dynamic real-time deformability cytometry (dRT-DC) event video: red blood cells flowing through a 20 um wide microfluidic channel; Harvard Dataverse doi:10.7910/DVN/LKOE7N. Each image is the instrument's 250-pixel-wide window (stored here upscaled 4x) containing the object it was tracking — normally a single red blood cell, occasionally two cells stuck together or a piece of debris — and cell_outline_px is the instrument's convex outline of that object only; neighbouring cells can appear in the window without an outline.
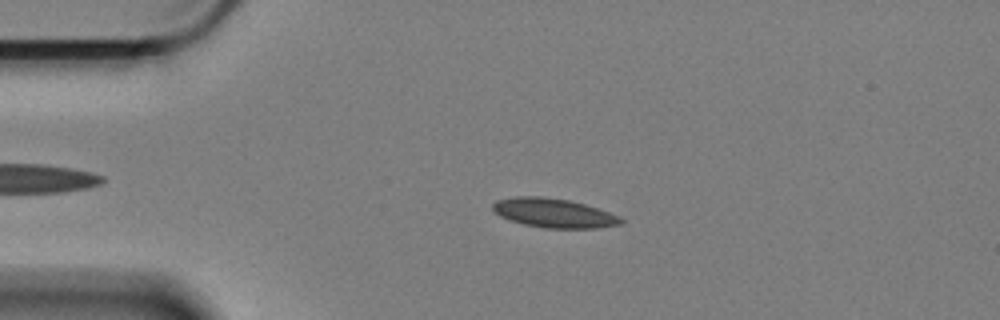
{"species": "Egyptian fruit bat (a non-hibernating species)", "species_latin": "Rousettus aegyptiacus", "temperature_condition": "cold", "stored_images_in_passage": 57, "camera_frame_rate_fps": 3000, "um_per_image_px": 0.085, "animal": {"sex": "female"}, "frame": {"image": 1, "passage_image": 11, "time_ms": 3.333, "image_size_px": [1000, 320], "cell_outline_px": [[624, 224], [596, 228], [544, 228], [524, 224], [508, 220], [500, 216], [492, 208], [492, 204], [496, 200], [516, 196], [540, 196], [568, 200], [584, 204], [620, 216], [624, 220]], "centroid_in_image_um": [47.07, 18.11], "position_along_channel_um": 37.9, "area_um2": 21.79}}
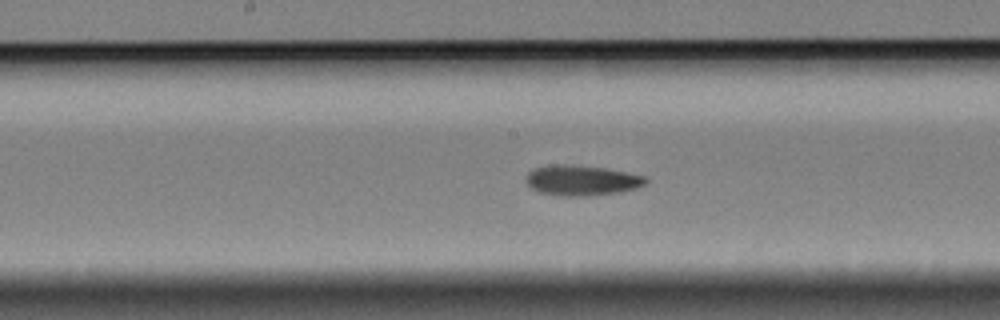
{"frame": {"image": 2, "passage_image": 28, "time_ms": 9.0, "image_size_px": [1000, 320], "cell_outline_px": [[648, 180], [644, 184], [636, 188], [620, 192], [588, 196], [560, 196], [536, 192], [524, 180], [528, 172], [532, 168], [548, 164], [572, 164], [608, 168], [648, 176]], "centroid_in_image_um": [49.42, 15.32], "position_along_channel_um": 198.8, "area_um2": 21.73}}
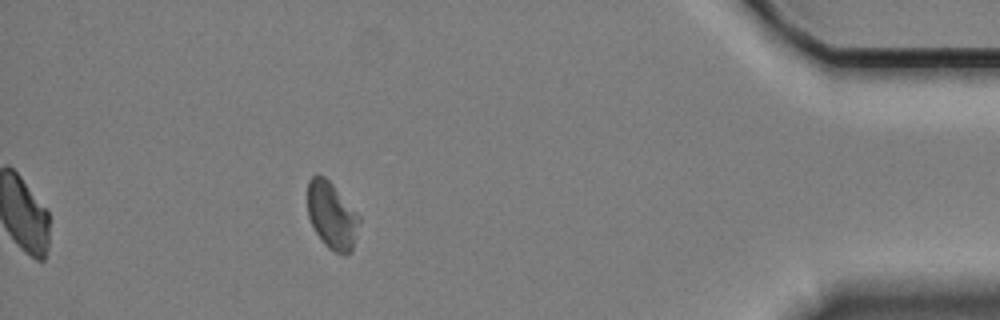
{"frame": {"image": 3, "passage_image": 51, "time_ms": 16.667, "image_size_px": [1000, 320], "cell_outline_px": [[360, 220], [352, 252], [344, 256], [332, 252], [324, 244], [316, 232], [308, 216], [308, 180], [316, 172], [324, 176], [332, 184], [360, 216]], "centroid_in_image_um": [28.21, 18.34], "position_along_channel_um": 407.0, "area_um2": 20.29}, "authors_computed_cell_mechanics": {"area_um2": 20.8658, "velocity_mm_per_s": 3.3588, "shape_relaxation_time_tau1_ms": 6.6502, "shape_relaxation_time_tau2_ms": null, "deformation_change_tau1": 0.1173, "deformation_change_tau2": null}}